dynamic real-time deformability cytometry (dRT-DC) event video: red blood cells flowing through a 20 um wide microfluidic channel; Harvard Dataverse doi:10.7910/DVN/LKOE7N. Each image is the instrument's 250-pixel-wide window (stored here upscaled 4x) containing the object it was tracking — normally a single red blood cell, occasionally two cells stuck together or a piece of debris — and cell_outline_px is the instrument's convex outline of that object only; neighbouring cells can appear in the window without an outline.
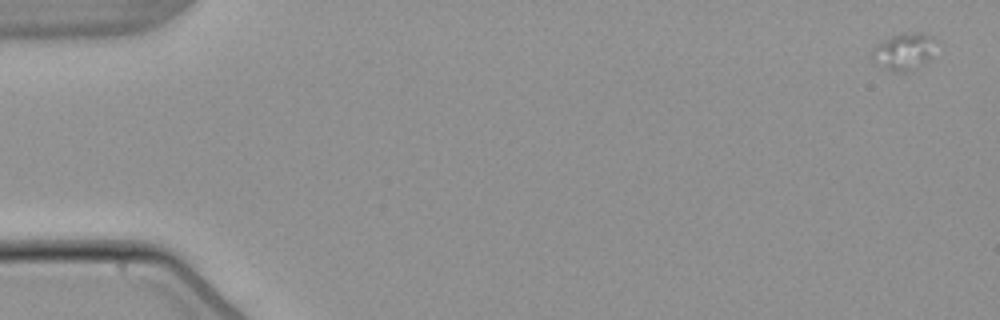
{"species": "common noctule bat (a hibernating species)", "species_latin": "Nyctalus noctula", "temperature_condition": "warm", "stored_images_in_passage": 5, "camera_frame_rate_fps": 3000, "um_per_image_px": 0.085, "animal": {"sex": "male", "body_mass_g": 21.5, "forearm_length_mm": 52.0}, "frame": {"image": 1, "passage_image": 1, "time_ms": 0.0, "image_size_px": [1000, 320], "cell_outline_px": [[940, 40], [932, 56], [928, 60], [904, 72], [888, 68], [872, 60], [872, 52], [884, 40], [900, 32], [924, 32]], "centroid_in_image_um": [76.95, 4.3], "position_along_channel_um": 8.0, "area_um2": 13.53}}